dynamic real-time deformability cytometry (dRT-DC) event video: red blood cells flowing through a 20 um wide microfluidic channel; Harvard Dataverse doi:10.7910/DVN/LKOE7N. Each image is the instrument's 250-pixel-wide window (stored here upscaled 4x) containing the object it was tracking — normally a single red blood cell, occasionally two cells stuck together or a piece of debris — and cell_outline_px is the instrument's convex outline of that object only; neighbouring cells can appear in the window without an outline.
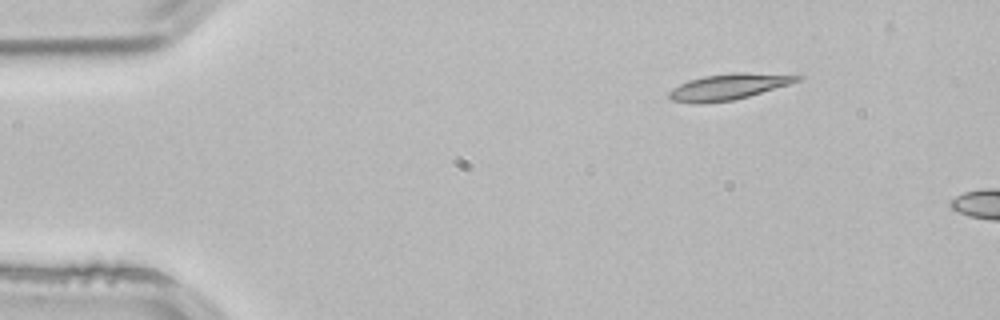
{"species": "common noctule bat (a hibernating species)", "species_latin": "Nyctalus noctula", "temperature_condition": "room temperature", "stored_images_in_passage": 4, "segment_of_instrument_passage": [2, 2], "camera_frame_rate_fps": 3000, "um_per_image_px": 0.085, "animal": {"sex": "male", "body_mass_g": 21.5, "forearm_length_mm": 52.0}, "frame": {"image": 1, "passage_image": 4, "time_ms": 1.0, "image_size_px": [1000, 320], "cell_outline_px": [[804, 76], [800, 80], [788, 84], [748, 96], [732, 100], [700, 104], [692, 104], [672, 100], [668, 96], [668, 92], [672, 88], [688, 80], [704, 76], [732, 72], [744, 72]], "centroid_in_image_um": [61.85, 7.37], "position_along_channel_um": 23.2, "area_um2": 19.25}}